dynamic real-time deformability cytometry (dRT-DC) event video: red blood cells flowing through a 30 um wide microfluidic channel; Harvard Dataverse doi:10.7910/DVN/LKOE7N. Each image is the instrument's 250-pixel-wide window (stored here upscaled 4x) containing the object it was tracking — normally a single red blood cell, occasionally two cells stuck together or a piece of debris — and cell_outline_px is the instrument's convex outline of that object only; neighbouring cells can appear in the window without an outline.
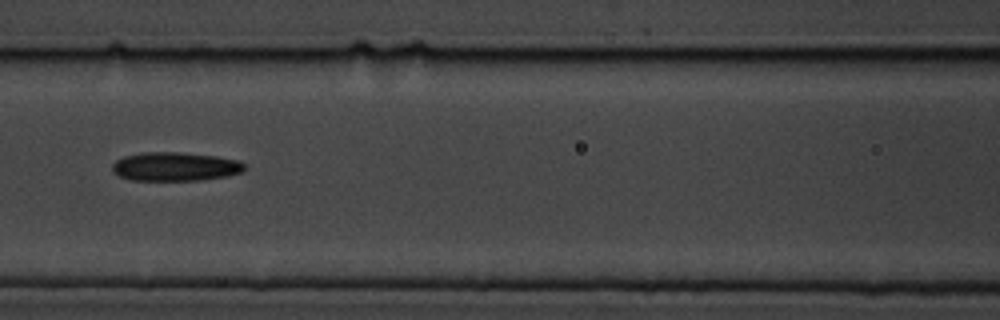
{"species": "common noctule bat (a hibernating species)", "species_latin": "Nyctalus noctula", "temperature_condition": "cold", "stored_images_in_passage": 6, "camera_frame_rate_fps": 3000, "um_per_image_px": 0.085, "animal": {"sex": "male", "body_mass_g": 19.5, "forearm_length_mm": 54.6}, "frame": {"image": 1, "passage_image": 6, "time_ms": 5.667, "image_size_px": [1000, 320], "cell_outline_px": [[244, 172], [228, 176], [200, 180], [132, 180], [120, 176], [112, 172], [112, 164], [116, 160], [124, 156], [144, 152], [176, 152], [216, 156], [240, 160], [244, 164]], "centroid_in_image_um": [14.9, 14.16], "position_along_channel_um": 151.7, "area_um2": 22.25}}